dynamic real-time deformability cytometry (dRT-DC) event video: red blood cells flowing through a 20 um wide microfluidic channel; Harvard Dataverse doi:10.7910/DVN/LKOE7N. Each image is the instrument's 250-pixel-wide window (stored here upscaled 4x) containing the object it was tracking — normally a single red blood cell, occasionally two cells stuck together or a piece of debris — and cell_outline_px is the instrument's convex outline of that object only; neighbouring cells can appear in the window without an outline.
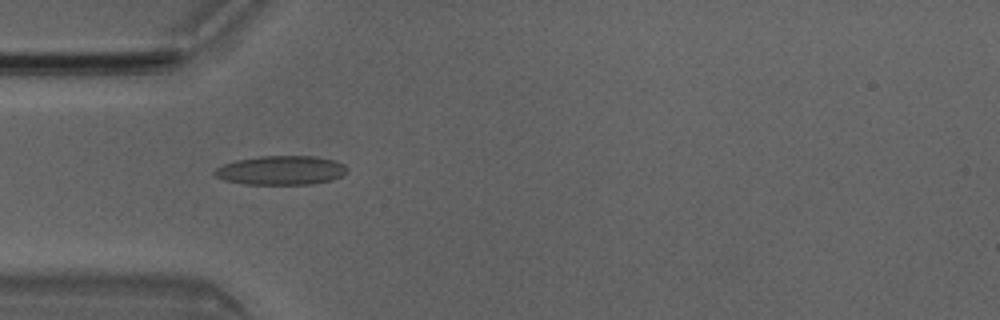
{"species": "Egyptian fruit bat (a non-hibernating species)", "species_latin": "Rousettus aegyptiacus", "temperature_condition": "room temperature", "stored_images_in_passage": 8, "camera_frame_rate_fps": 3000, "um_per_image_px": 0.085, "animal": {"sex": "male"}, "frame": {"image": 1, "passage_image": 5, "time_ms": 1.333, "image_size_px": [1000, 320], "cell_outline_px": [[348, 172], [332, 180], [312, 184], [244, 184], [224, 180], [216, 176], [212, 172], [216, 168], [224, 164], [236, 160], [260, 156], [316, 156], [336, 160], [344, 164], [348, 168]], "centroid_in_image_um": [23.92, 14.47], "position_along_channel_um": 61.1, "area_um2": 22.6}}
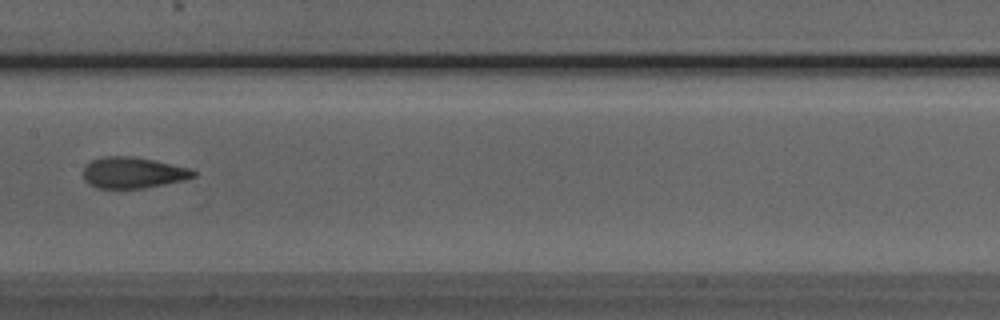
{"frame": {"image": 2, "passage_image": 8, "time_ms": 2.333, "image_size_px": [1000, 320], "cell_outline_px": [[196, 176], [184, 180], [144, 188], [96, 188], [88, 184], [84, 180], [84, 164], [92, 160], [104, 156], [132, 156], [192, 168], [196, 172]], "centroid_in_image_um": [11.29, 14.68], "position_along_channel_um": 196.1, "area_um2": 20.06}}